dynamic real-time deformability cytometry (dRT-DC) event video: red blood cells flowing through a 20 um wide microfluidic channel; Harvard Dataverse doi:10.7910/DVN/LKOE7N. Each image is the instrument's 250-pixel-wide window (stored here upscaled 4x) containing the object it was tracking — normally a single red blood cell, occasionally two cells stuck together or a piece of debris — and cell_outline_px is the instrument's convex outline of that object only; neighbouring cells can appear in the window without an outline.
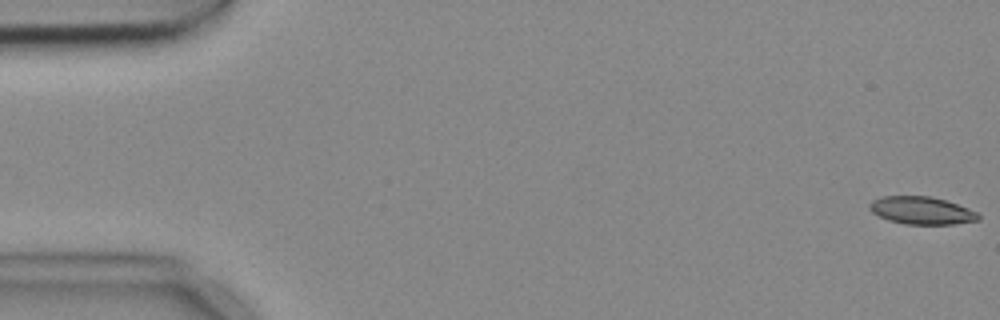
{"species": "common noctule bat (a hibernating species)", "species_latin": "Nyctalus noctula", "temperature_condition": "cold", "stored_images_in_passage": 4, "camera_frame_rate_fps": 3000, "um_per_image_px": 0.085, "animal": {"sex": "female", "body_mass_g": 18.4}, "frame": {"image": 1, "passage_image": 1, "time_ms": 0.0, "image_size_px": [1000, 320], "cell_outline_px": [[980, 220], [952, 224], [904, 224], [888, 220], [872, 212], [868, 208], [868, 204], [872, 200], [880, 196], [932, 196], [968, 208], [976, 212], [980, 216]], "centroid_in_image_um": [78.3, 17.89], "position_along_channel_um": 6.7, "area_um2": 17.51}}
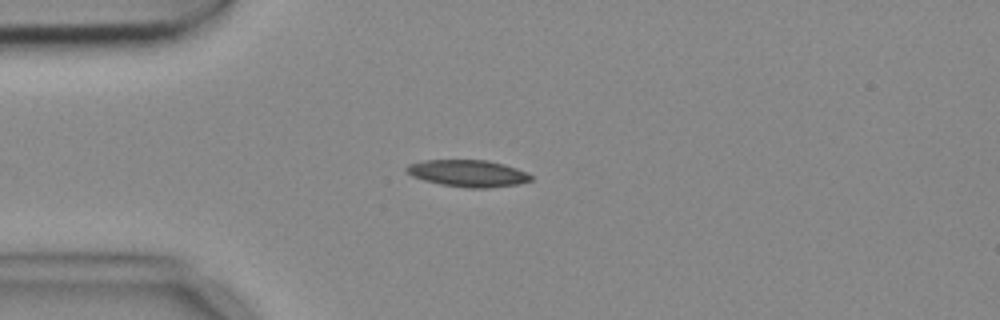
{"frame": {"image": 2, "passage_image": 4, "time_ms": 1.0, "image_size_px": [1000, 320], "cell_outline_px": [[532, 180], [516, 184], [488, 188], [468, 188], [440, 184], [424, 180], [412, 176], [404, 168], [408, 164], [424, 160], [488, 160], [504, 164], [516, 168], [532, 176]], "centroid_in_image_um": [39.75, 14.73], "position_along_channel_um": 45.3, "area_um2": 19.36}}